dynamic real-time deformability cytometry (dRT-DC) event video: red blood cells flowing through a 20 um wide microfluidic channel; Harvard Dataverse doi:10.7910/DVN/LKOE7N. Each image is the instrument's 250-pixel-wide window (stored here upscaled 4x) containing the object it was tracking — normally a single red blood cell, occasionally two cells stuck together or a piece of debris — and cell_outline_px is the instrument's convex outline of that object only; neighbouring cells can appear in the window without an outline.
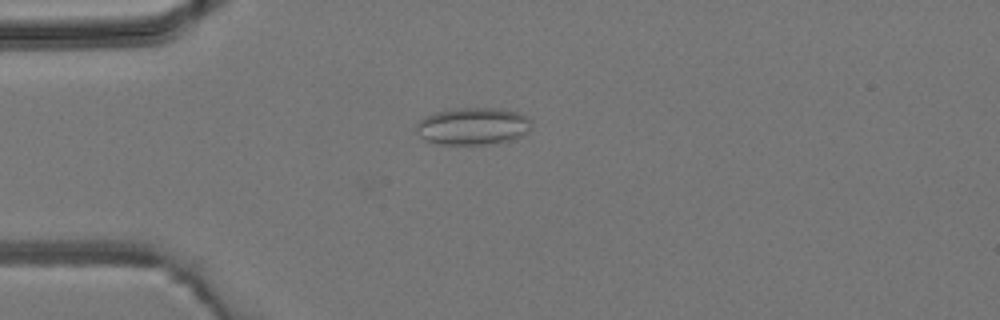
{"species": "common noctule bat (a hibernating species)", "species_latin": "Nyctalus noctula", "temperature_condition": "room temperature", "stored_images_in_passage": 4, "camera_frame_rate_fps": 3000, "um_per_image_px": 0.085, "animal": {"sex": "male", "body_mass_g": 19.2, "forearm_length_mm": 51.8}, "frame": {"image": 1, "passage_image": 4, "time_ms": 3.333, "image_size_px": [1000, 320], "cell_outline_px": [[532, 128], [524, 136], [516, 140], [492, 144], [436, 144], [424, 140], [416, 132], [416, 120], [424, 116], [436, 112], [456, 108], [500, 108], [516, 112], [532, 120]], "centroid_in_image_um": [40.21, 10.74], "position_along_channel_um": 44.8, "area_um2": 25.61}}